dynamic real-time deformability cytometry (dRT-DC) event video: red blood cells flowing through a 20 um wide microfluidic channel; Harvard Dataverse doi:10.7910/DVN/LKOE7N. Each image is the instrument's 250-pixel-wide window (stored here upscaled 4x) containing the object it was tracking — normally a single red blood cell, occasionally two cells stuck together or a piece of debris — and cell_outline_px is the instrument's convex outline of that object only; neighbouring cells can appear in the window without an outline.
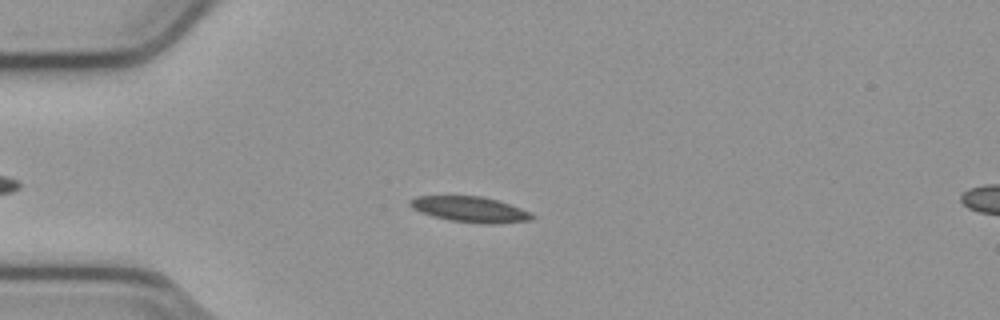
{"species": "common noctule bat (a hibernating species)", "species_latin": "Nyctalus noctula", "temperature_condition": "cold", "stored_images_in_passage": 42, "camera_frame_rate_fps": 3000, "um_per_image_px": 0.085, "animal": {"sex": "male", "body_mass_g": 23.1, "forearm_length_mm": 52.7}, "frame": {"image": 1, "passage_image": 7, "time_ms": 2.0, "image_size_px": [1000, 320], "cell_outline_px": [[536, 216], [532, 220], [492, 224], [484, 224], [452, 220], [432, 216], [420, 212], [412, 208], [408, 204], [408, 200], [416, 196], [480, 196], [496, 200], [520, 208]], "centroid_in_image_um": [39.92, 17.79], "position_along_channel_um": 45.1, "area_um2": 18.03}}
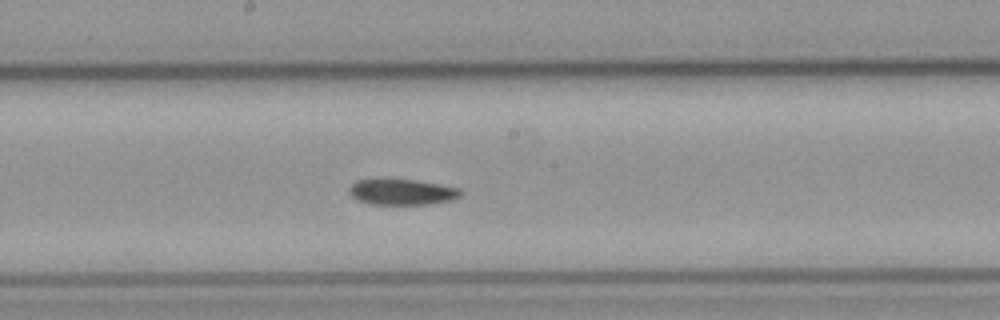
{"frame": {"image": 2, "passage_image": 22, "time_ms": 7.0, "image_size_px": [1000, 320], "cell_outline_px": [[460, 196], [448, 200], [428, 204], [372, 204], [360, 200], [352, 196], [348, 192], [348, 188], [356, 180], [388, 176], [416, 180], [460, 188]], "centroid_in_image_um": [34.08, 16.26], "position_along_channel_um": 214.1, "area_um2": 17.17}}
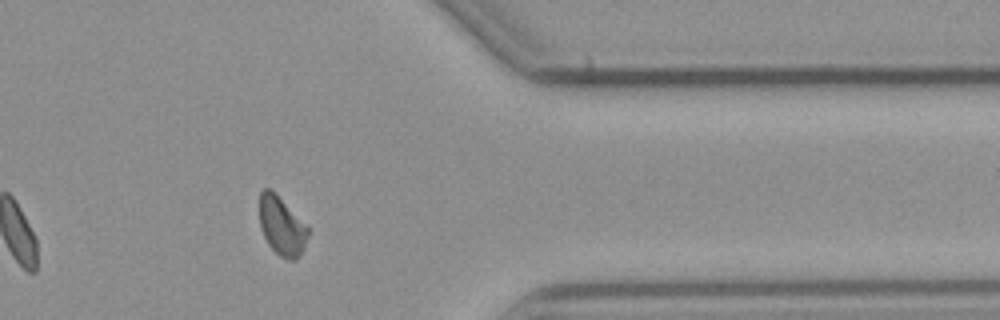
{"frame": {"image": 3, "passage_image": 37, "time_ms": 12.0, "image_size_px": [1000, 320], "cell_outline_px": [[308, 236], [304, 248], [296, 260], [288, 260], [280, 256], [268, 244], [260, 228], [260, 192], [264, 188], [268, 188], [308, 228]], "centroid_in_image_um": [23.93, 19.28], "position_along_channel_um": 387.5, "area_um2": 15.9}}